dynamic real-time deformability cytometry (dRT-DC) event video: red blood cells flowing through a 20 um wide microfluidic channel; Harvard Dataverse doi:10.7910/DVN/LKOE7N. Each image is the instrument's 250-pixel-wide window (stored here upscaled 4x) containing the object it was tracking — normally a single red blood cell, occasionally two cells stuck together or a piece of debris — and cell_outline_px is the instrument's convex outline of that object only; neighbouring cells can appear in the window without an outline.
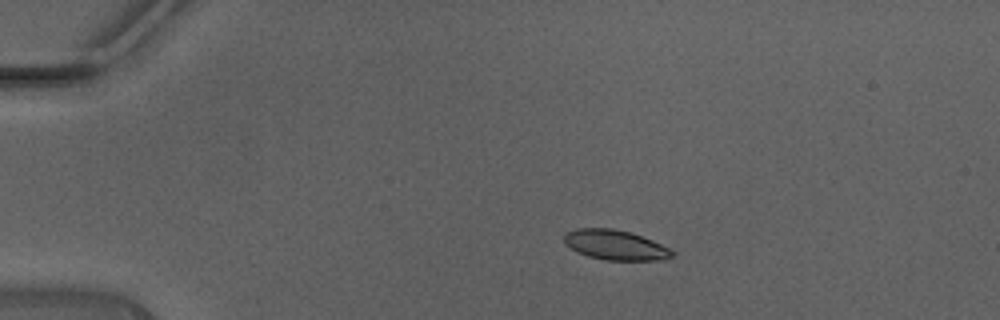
{"species": "Egyptian fruit bat (a non-hibernating species)", "species_latin": "Rousettus aegyptiacus", "temperature_condition": "warm", "stored_images_in_passage": 39, "camera_frame_rate_fps": 3000, "um_per_image_px": 0.085, "animal": {"sex": "male"}, "frame": {"image": 1, "passage_image": 1, "time_ms": 0.0, "image_size_px": [1000, 320], "cell_outline_px": [[676, 252], [672, 256], [660, 260], [604, 260], [588, 256], [576, 252], [564, 244], [564, 236], [568, 232], [576, 228], [612, 228], [628, 232], [652, 240]], "centroid_in_image_um": [52.26, 20.83], "position_along_channel_um": 32.7, "area_um2": 18.73}}
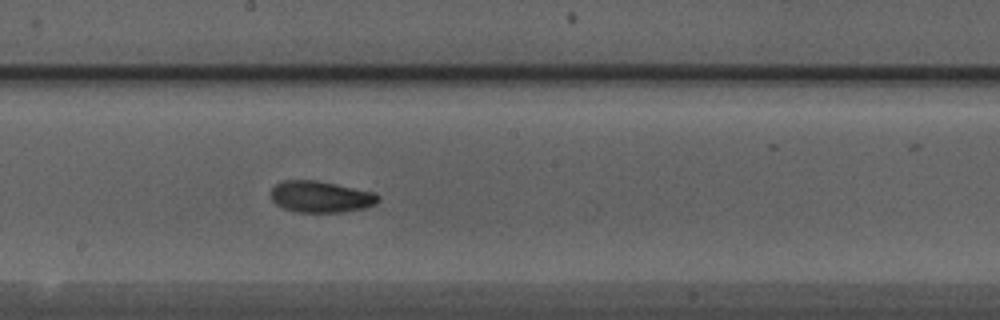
{"frame": {"image": 2, "passage_image": 18, "time_ms": 5.667, "image_size_px": [1000, 320], "cell_outline_px": [[380, 200], [376, 204], [364, 208], [344, 212], [300, 212], [284, 208], [276, 204], [272, 200], [272, 188], [276, 184], [284, 180], [316, 180], [336, 184], [372, 192], [380, 196]], "centroid_in_image_um": [27.28, 16.72], "position_along_channel_um": 220.9, "area_um2": 19.54}}
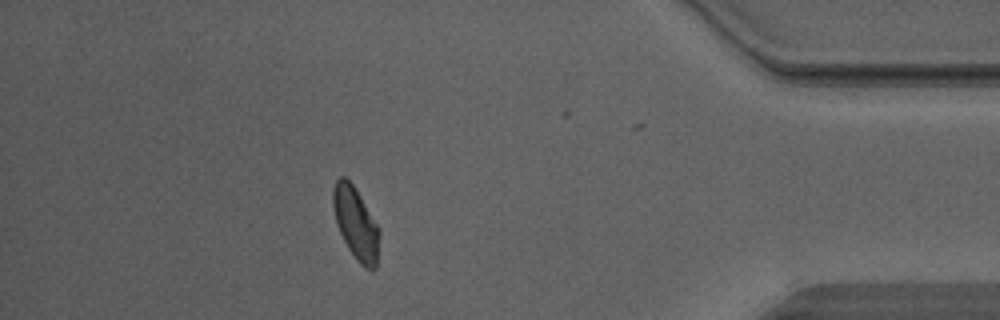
{"frame": {"image": 3, "passage_image": 33, "time_ms": 10.667, "image_size_px": [1000, 320], "cell_outline_px": [[380, 232], [376, 268], [364, 268], [356, 260], [348, 248], [336, 224], [332, 204], [332, 192], [336, 180], [340, 176], [344, 176], [352, 184], [380, 228]], "centroid_in_image_um": [30.24, 18.99], "position_along_channel_um": 405.0, "area_um2": 19.36}, "authors_computed_cell_mechanics": {"area_um2": 19.363, "velocity_mm_per_s": 4.4663, "shape_relaxation_time_tau1_ms": 3.6002, "shape_relaxation_time_tau2_ms": 1.943, "deformation_change_tau1": 0.1304, "deformation_change_tau2": 0.0588}}